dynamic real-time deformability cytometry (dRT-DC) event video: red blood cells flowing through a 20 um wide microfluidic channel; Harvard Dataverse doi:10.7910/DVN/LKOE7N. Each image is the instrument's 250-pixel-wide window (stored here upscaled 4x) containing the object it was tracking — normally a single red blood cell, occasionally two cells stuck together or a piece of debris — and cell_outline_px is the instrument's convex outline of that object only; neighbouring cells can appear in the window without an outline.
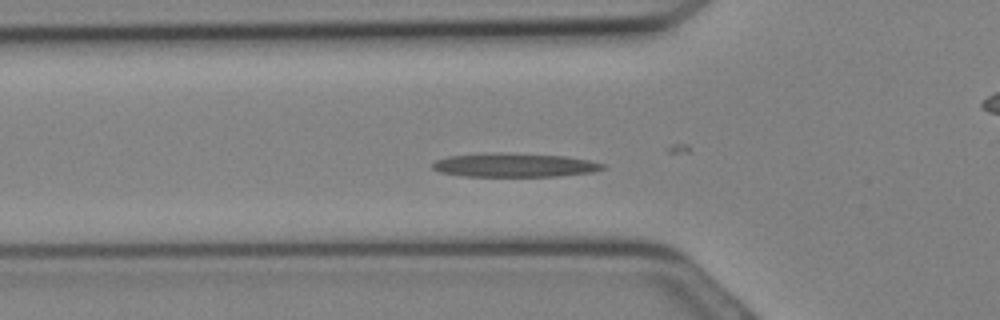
{"species": "Egyptian fruit bat (a non-hibernating species)", "species_latin": "Rousettus aegyptiacus", "temperature_condition": "cold", "stored_images_in_passage": 27, "camera_frame_rate_fps": 3000, "um_per_image_px": 0.085, "animal": {"sex": "female"}, "frame": {"image": 1, "passage_image": 6, "time_ms": 1.667, "image_size_px": [1000, 320], "cell_outline_px": [[608, 168], [592, 172], [556, 176], [464, 176], [440, 172], [432, 168], [432, 164], [436, 160], [448, 156], [484, 152], [504, 152], [564, 156], [588, 160], [604, 164]], "centroid_in_image_um": [43.7, 14.02], "position_along_channel_um": 82.1, "area_um2": 23.81}}
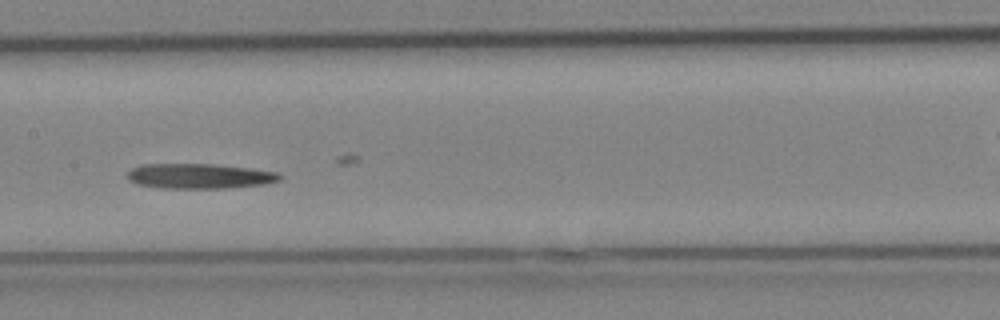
{"frame": {"image": 2, "passage_image": 11, "time_ms": 3.333, "image_size_px": [1000, 320], "cell_outline_px": [[284, 176], [280, 180], [264, 184], [228, 188], [160, 188], [136, 184], [128, 180], [128, 172], [132, 168], [140, 164], [212, 164], [252, 168], [276, 172]], "centroid_in_image_um": [16.95, 14.97], "position_along_channel_um": 190.4, "area_um2": 22.37}}
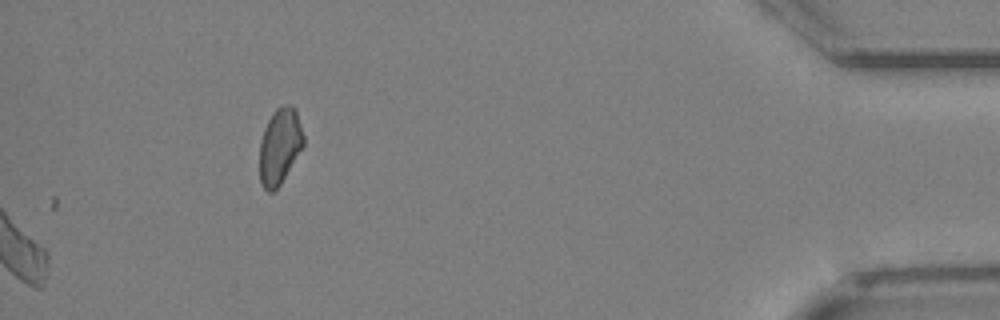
{"frame": {"image": 3, "passage_image": 27, "time_ms": 8.667, "image_size_px": [1000, 320], "cell_outline_px": [[304, 144], [280, 184], [272, 192], [268, 192], [264, 188], [260, 180], [260, 140], [264, 128], [272, 112], [276, 108], [284, 104], [288, 104], [296, 108], [304, 136]], "centroid_in_image_um": [23.78, 12.38], "position_along_channel_um": 411.4, "area_um2": 19.36}}